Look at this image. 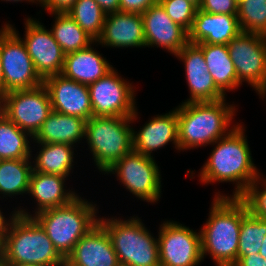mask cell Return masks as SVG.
I'll list each match as a JSON object with an SVG mask.
<instances>
[{
    "instance_id": "obj_22",
    "label": "cell",
    "mask_w": 266,
    "mask_h": 266,
    "mask_svg": "<svg viewBox=\"0 0 266 266\" xmlns=\"http://www.w3.org/2000/svg\"><path fill=\"white\" fill-rule=\"evenodd\" d=\"M67 177L32 171L28 194L36 199L35 214L70 203L78 195L66 190L64 182Z\"/></svg>"
},
{
    "instance_id": "obj_3",
    "label": "cell",
    "mask_w": 266,
    "mask_h": 266,
    "mask_svg": "<svg viewBox=\"0 0 266 266\" xmlns=\"http://www.w3.org/2000/svg\"><path fill=\"white\" fill-rule=\"evenodd\" d=\"M176 109L180 151L213 145L238 125L230 126L237 109L234 104L226 103V98L213 102L181 103Z\"/></svg>"
},
{
    "instance_id": "obj_10",
    "label": "cell",
    "mask_w": 266,
    "mask_h": 266,
    "mask_svg": "<svg viewBox=\"0 0 266 266\" xmlns=\"http://www.w3.org/2000/svg\"><path fill=\"white\" fill-rule=\"evenodd\" d=\"M239 85L247 82L262 98L266 96V38L241 32L227 44Z\"/></svg>"
},
{
    "instance_id": "obj_24",
    "label": "cell",
    "mask_w": 266,
    "mask_h": 266,
    "mask_svg": "<svg viewBox=\"0 0 266 266\" xmlns=\"http://www.w3.org/2000/svg\"><path fill=\"white\" fill-rule=\"evenodd\" d=\"M85 123L83 118L52 111L32 139L35 143H66L75 146L82 138L85 139Z\"/></svg>"
},
{
    "instance_id": "obj_25",
    "label": "cell",
    "mask_w": 266,
    "mask_h": 266,
    "mask_svg": "<svg viewBox=\"0 0 266 266\" xmlns=\"http://www.w3.org/2000/svg\"><path fill=\"white\" fill-rule=\"evenodd\" d=\"M203 52L208 72L216 86L226 94V91L235 90L239 85L233 61L227 45L197 44Z\"/></svg>"
},
{
    "instance_id": "obj_37",
    "label": "cell",
    "mask_w": 266,
    "mask_h": 266,
    "mask_svg": "<svg viewBox=\"0 0 266 266\" xmlns=\"http://www.w3.org/2000/svg\"><path fill=\"white\" fill-rule=\"evenodd\" d=\"M77 0H40L42 8L52 14L67 13Z\"/></svg>"
},
{
    "instance_id": "obj_21",
    "label": "cell",
    "mask_w": 266,
    "mask_h": 266,
    "mask_svg": "<svg viewBox=\"0 0 266 266\" xmlns=\"http://www.w3.org/2000/svg\"><path fill=\"white\" fill-rule=\"evenodd\" d=\"M132 137L133 150L147 157L170 142L179 150L177 109L152 117L138 132L133 129Z\"/></svg>"
},
{
    "instance_id": "obj_14",
    "label": "cell",
    "mask_w": 266,
    "mask_h": 266,
    "mask_svg": "<svg viewBox=\"0 0 266 266\" xmlns=\"http://www.w3.org/2000/svg\"><path fill=\"white\" fill-rule=\"evenodd\" d=\"M24 24L26 31L24 39H21L33 61L37 74L42 80L61 74L65 54L51 31L46 29L36 18L27 17Z\"/></svg>"
},
{
    "instance_id": "obj_47",
    "label": "cell",
    "mask_w": 266,
    "mask_h": 266,
    "mask_svg": "<svg viewBox=\"0 0 266 266\" xmlns=\"http://www.w3.org/2000/svg\"><path fill=\"white\" fill-rule=\"evenodd\" d=\"M0 266H7V265H5V264H3L2 262L0 263Z\"/></svg>"
},
{
    "instance_id": "obj_5",
    "label": "cell",
    "mask_w": 266,
    "mask_h": 266,
    "mask_svg": "<svg viewBox=\"0 0 266 266\" xmlns=\"http://www.w3.org/2000/svg\"><path fill=\"white\" fill-rule=\"evenodd\" d=\"M1 251L2 263L7 266L25 263L65 266V259L33 217L17 214L13 218Z\"/></svg>"
},
{
    "instance_id": "obj_7",
    "label": "cell",
    "mask_w": 266,
    "mask_h": 266,
    "mask_svg": "<svg viewBox=\"0 0 266 266\" xmlns=\"http://www.w3.org/2000/svg\"><path fill=\"white\" fill-rule=\"evenodd\" d=\"M99 222L110 235L120 266H160L158 240L140 218L100 217Z\"/></svg>"
},
{
    "instance_id": "obj_44",
    "label": "cell",
    "mask_w": 266,
    "mask_h": 266,
    "mask_svg": "<svg viewBox=\"0 0 266 266\" xmlns=\"http://www.w3.org/2000/svg\"><path fill=\"white\" fill-rule=\"evenodd\" d=\"M193 3L197 8L200 7L202 0H188Z\"/></svg>"
},
{
    "instance_id": "obj_28",
    "label": "cell",
    "mask_w": 266,
    "mask_h": 266,
    "mask_svg": "<svg viewBox=\"0 0 266 266\" xmlns=\"http://www.w3.org/2000/svg\"><path fill=\"white\" fill-rule=\"evenodd\" d=\"M32 164L30 159L0 161V194L3 198L28 193Z\"/></svg>"
},
{
    "instance_id": "obj_36",
    "label": "cell",
    "mask_w": 266,
    "mask_h": 266,
    "mask_svg": "<svg viewBox=\"0 0 266 266\" xmlns=\"http://www.w3.org/2000/svg\"><path fill=\"white\" fill-rule=\"evenodd\" d=\"M159 0H119V11L143 14L149 7L158 3Z\"/></svg>"
},
{
    "instance_id": "obj_2",
    "label": "cell",
    "mask_w": 266,
    "mask_h": 266,
    "mask_svg": "<svg viewBox=\"0 0 266 266\" xmlns=\"http://www.w3.org/2000/svg\"><path fill=\"white\" fill-rule=\"evenodd\" d=\"M209 217L200 230L202 256L210 255L216 266L237 262L242 218L249 212L241 198L214 197Z\"/></svg>"
},
{
    "instance_id": "obj_30",
    "label": "cell",
    "mask_w": 266,
    "mask_h": 266,
    "mask_svg": "<svg viewBox=\"0 0 266 266\" xmlns=\"http://www.w3.org/2000/svg\"><path fill=\"white\" fill-rule=\"evenodd\" d=\"M67 14L94 41L100 38L106 14L95 0H77Z\"/></svg>"
},
{
    "instance_id": "obj_13",
    "label": "cell",
    "mask_w": 266,
    "mask_h": 266,
    "mask_svg": "<svg viewBox=\"0 0 266 266\" xmlns=\"http://www.w3.org/2000/svg\"><path fill=\"white\" fill-rule=\"evenodd\" d=\"M132 83L112 68L102 78L88 85L92 116H132L137 110Z\"/></svg>"
},
{
    "instance_id": "obj_17",
    "label": "cell",
    "mask_w": 266,
    "mask_h": 266,
    "mask_svg": "<svg viewBox=\"0 0 266 266\" xmlns=\"http://www.w3.org/2000/svg\"><path fill=\"white\" fill-rule=\"evenodd\" d=\"M141 16L146 47H161L175 56L189 43L188 31L173 22L159 2Z\"/></svg>"
},
{
    "instance_id": "obj_34",
    "label": "cell",
    "mask_w": 266,
    "mask_h": 266,
    "mask_svg": "<svg viewBox=\"0 0 266 266\" xmlns=\"http://www.w3.org/2000/svg\"><path fill=\"white\" fill-rule=\"evenodd\" d=\"M173 22L181 25L187 31L192 27L197 7L188 0H159L158 1Z\"/></svg>"
},
{
    "instance_id": "obj_40",
    "label": "cell",
    "mask_w": 266,
    "mask_h": 266,
    "mask_svg": "<svg viewBox=\"0 0 266 266\" xmlns=\"http://www.w3.org/2000/svg\"><path fill=\"white\" fill-rule=\"evenodd\" d=\"M105 14L119 11V0H95Z\"/></svg>"
},
{
    "instance_id": "obj_26",
    "label": "cell",
    "mask_w": 266,
    "mask_h": 266,
    "mask_svg": "<svg viewBox=\"0 0 266 266\" xmlns=\"http://www.w3.org/2000/svg\"><path fill=\"white\" fill-rule=\"evenodd\" d=\"M41 149L33 160V171L69 177L74 166V147L66 143H37Z\"/></svg>"
},
{
    "instance_id": "obj_41",
    "label": "cell",
    "mask_w": 266,
    "mask_h": 266,
    "mask_svg": "<svg viewBox=\"0 0 266 266\" xmlns=\"http://www.w3.org/2000/svg\"><path fill=\"white\" fill-rule=\"evenodd\" d=\"M5 94L4 89V76H3V66H2V59L0 54V98Z\"/></svg>"
},
{
    "instance_id": "obj_29",
    "label": "cell",
    "mask_w": 266,
    "mask_h": 266,
    "mask_svg": "<svg viewBox=\"0 0 266 266\" xmlns=\"http://www.w3.org/2000/svg\"><path fill=\"white\" fill-rule=\"evenodd\" d=\"M52 16H55V23L50 31L65 55L87 48L90 44L96 45V41L88 36L67 13Z\"/></svg>"
},
{
    "instance_id": "obj_38",
    "label": "cell",
    "mask_w": 266,
    "mask_h": 266,
    "mask_svg": "<svg viewBox=\"0 0 266 266\" xmlns=\"http://www.w3.org/2000/svg\"><path fill=\"white\" fill-rule=\"evenodd\" d=\"M233 266H266V259L259 253L240 257Z\"/></svg>"
},
{
    "instance_id": "obj_43",
    "label": "cell",
    "mask_w": 266,
    "mask_h": 266,
    "mask_svg": "<svg viewBox=\"0 0 266 266\" xmlns=\"http://www.w3.org/2000/svg\"><path fill=\"white\" fill-rule=\"evenodd\" d=\"M1 1H8V2H20V1H27V2H32V3H36V4H40V0H1ZM38 2V3H37Z\"/></svg>"
},
{
    "instance_id": "obj_6",
    "label": "cell",
    "mask_w": 266,
    "mask_h": 266,
    "mask_svg": "<svg viewBox=\"0 0 266 266\" xmlns=\"http://www.w3.org/2000/svg\"><path fill=\"white\" fill-rule=\"evenodd\" d=\"M137 110L132 116H92L85 123V138L95 166L100 172L133 150V127L138 119Z\"/></svg>"
},
{
    "instance_id": "obj_1",
    "label": "cell",
    "mask_w": 266,
    "mask_h": 266,
    "mask_svg": "<svg viewBox=\"0 0 266 266\" xmlns=\"http://www.w3.org/2000/svg\"><path fill=\"white\" fill-rule=\"evenodd\" d=\"M211 155L202 166L201 183H235L233 195L216 192L214 197L240 198L247 188L261 175L253 163L250 147L242 124H238L229 134L213 143ZM221 193V194H220Z\"/></svg>"
},
{
    "instance_id": "obj_19",
    "label": "cell",
    "mask_w": 266,
    "mask_h": 266,
    "mask_svg": "<svg viewBox=\"0 0 266 266\" xmlns=\"http://www.w3.org/2000/svg\"><path fill=\"white\" fill-rule=\"evenodd\" d=\"M96 43L113 48L146 47L141 14L120 11L106 14Z\"/></svg>"
},
{
    "instance_id": "obj_16",
    "label": "cell",
    "mask_w": 266,
    "mask_h": 266,
    "mask_svg": "<svg viewBox=\"0 0 266 266\" xmlns=\"http://www.w3.org/2000/svg\"><path fill=\"white\" fill-rule=\"evenodd\" d=\"M52 110L61 114L83 118L92 117V106L87 85L68 79L62 74L43 80Z\"/></svg>"
},
{
    "instance_id": "obj_20",
    "label": "cell",
    "mask_w": 266,
    "mask_h": 266,
    "mask_svg": "<svg viewBox=\"0 0 266 266\" xmlns=\"http://www.w3.org/2000/svg\"><path fill=\"white\" fill-rule=\"evenodd\" d=\"M241 32L237 15L212 14L197 9L188 40L194 44L227 45Z\"/></svg>"
},
{
    "instance_id": "obj_42",
    "label": "cell",
    "mask_w": 266,
    "mask_h": 266,
    "mask_svg": "<svg viewBox=\"0 0 266 266\" xmlns=\"http://www.w3.org/2000/svg\"><path fill=\"white\" fill-rule=\"evenodd\" d=\"M259 254L266 259V235L265 238L262 241L261 248L259 250Z\"/></svg>"
},
{
    "instance_id": "obj_11",
    "label": "cell",
    "mask_w": 266,
    "mask_h": 266,
    "mask_svg": "<svg viewBox=\"0 0 266 266\" xmlns=\"http://www.w3.org/2000/svg\"><path fill=\"white\" fill-rule=\"evenodd\" d=\"M0 111L33 137L53 110L42 84L33 89L7 92L0 98Z\"/></svg>"
},
{
    "instance_id": "obj_12",
    "label": "cell",
    "mask_w": 266,
    "mask_h": 266,
    "mask_svg": "<svg viewBox=\"0 0 266 266\" xmlns=\"http://www.w3.org/2000/svg\"><path fill=\"white\" fill-rule=\"evenodd\" d=\"M160 266H198L203 261L201 233L176 221H164L158 232Z\"/></svg>"
},
{
    "instance_id": "obj_39",
    "label": "cell",
    "mask_w": 266,
    "mask_h": 266,
    "mask_svg": "<svg viewBox=\"0 0 266 266\" xmlns=\"http://www.w3.org/2000/svg\"><path fill=\"white\" fill-rule=\"evenodd\" d=\"M12 216L10 215V219H6V217L3 215V212H1L0 209V245L2 246L4 244L5 238L7 236L10 224L13 220V218L18 214L17 210L12 211Z\"/></svg>"
},
{
    "instance_id": "obj_31",
    "label": "cell",
    "mask_w": 266,
    "mask_h": 266,
    "mask_svg": "<svg viewBox=\"0 0 266 266\" xmlns=\"http://www.w3.org/2000/svg\"><path fill=\"white\" fill-rule=\"evenodd\" d=\"M265 235L266 219L255 217L248 212L242 218L237 260L245 255H254L259 253Z\"/></svg>"
},
{
    "instance_id": "obj_32",
    "label": "cell",
    "mask_w": 266,
    "mask_h": 266,
    "mask_svg": "<svg viewBox=\"0 0 266 266\" xmlns=\"http://www.w3.org/2000/svg\"><path fill=\"white\" fill-rule=\"evenodd\" d=\"M237 18L242 32L266 34V0H241Z\"/></svg>"
},
{
    "instance_id": "obj_18",
    "label": "cell",
    "mask_w": 266,
    "mask_h": 266,
    "mask_svg": "<svg viewBox=\"0 0 266 266\" xmlns=\"http://www.w3.org/2000/svg\"><path fill=\"white\" fill-rule=\"evenodd\" d=\"M65 266H120L110 235L100 222L75 244Z\"/></svg>"
},
{
    "instance_id": "obj_27",
    "label": "cell",
    "mask_w": 266,
    "mask_h": 266,
    "mask_svg": "<svg viewBox=\"0 0 266 266\" xmlns=\"http://www.w3.org/2000/svg\"><path fill=\"white\" fill-rule=\"evenodd\" d=\"M32 136L21 130L0 111V159H31L32 150L29 138Z\"/></svg>"
},
{
    "instance_id": "obj_15",
    "label": "cell",
    "mask_w": 266,
    "mask_h": 266,
    "mask_svg": "<svg viewBox=\"0 0 266 266\" xmlns=\"http://www.w3.org/2000/svg\"><path fill=\"white\" fill-rule=\"evenodd\" d=\"M175 56L184 62L190 92V98L182 103L213 102L226 98L209 74L202 49L197 44L189 42Z\"/></svg>"
},
{
    "instance_id": "obj_9",
    "label": "cell",
    "mask_w": 266,
    "mask_h": 266,
    "mask_svg": "<svg viewBox=\"0 0 266 266\" xmlns=\"http://www.w3.org/2000/svg\"><path fill=\"white\" fill-rule=\"evenodd\" d=\"M160 167L154 157H147L134 150L115 162L105 174H116L117 180L138 199L157 203L161 197Z\"/></svg>"
},
{
    "instance_id": "obj_8",
    "label": "cell",
    "mask_w": 266,
    "mask_h": 266,
    "mask_svg": "<svg viewBox=\"0 0 266 266\" xmlns=\"http://www.w3.org/2000/svg\"><path fill=\"white\" fill-rule=\"evenodd\" d=\"M13 26L6 22L0 29L5 94L13 90L33 89L43 84L24 42Z\"/></svg>"
},
{
    "instance_id": "obj_33",
    "label": "cell",
    "mask_w": 266,
    "mask_h": 266,
    "mask_svg": "<svg viewBox=\"0 0 266 266\" xmlns=\"http://www.w3.org/2000/svg\"><path fill=\"white\" fill-rule=\"evenodd\" d=\"M262 176V177H261ZM263 187L260 189V185ZM255 217L266 219V179L259 175L240 197Z\"/></svg>"
},
{
    "instance_id": "obj_4",
    "label": "cell",
    "mask_w": 266,
    "mask_h": 266,
    "mask_svg": "<svg viewBox=\"0 0 266 266\" xmlns=\"http://www.w3.org/2000/svg\"><path fill=\"white\" fill-rule=\"evenodd\" d=\"M96 206L78 195L64 206L37 214L32 215L23 208L17 209V213L33 217L45 230L55 249L66 259L72 253L75 244L99 222Z\"/></svg>"
},
{
    "instance_id": "obj_23",
    "label": "cell",
    "mask_w": 266,
    "mask_h": 266,
    "mask_svg": "<svg viewBox=\"0 0 266 266\" xmlns=\"http://www.w3.org/2000/svg\"><path fill=\"white\" fill-rule=\"evenodd\" d=\"M90 44L87 48L65 55L62 75L90 85L107 74L113 66Z\"/></svg>"
},
{
    "instance_id": "obj_45",
    "label": "cell",
    "mask_w": 266,
    "mask_h": 266,
    "mask_svg": "<svg viewBox=\"0 0 266 266\" xmlns=\"http://www.w3.org/2000/svg\"><path fill=\"white\" fill-rule=\"evenodd\" d=\"M13 266H43V265L33 264V263H25V264L13 265Z\"/></svg>"
},
{
    "instance_id": "obj_46",
    "label": "cell",
    "mask_w": 266,
    "mask_h": 266,
    "mask_svg": "<svg viewBox=\"0 0 266 266\" xmlns=\"http://www.w3.org/2000/svg\"><path fill=\"white\" fill-rule=\"evenodd\" d=\"M2 262V251H1V245H0V263Z\"/></svg>"
},
{
    "instance_id": "obj_35",
    "label": "cell",
    "mask_w": 266,
    "mask_h": 266,
    "mask_svg": "<svg viewBox=\"0 0 266 266\" xmlns=\"http://www.w3.org/2000/svg\"><path fill=\"white\" fill-rule=\"evenodd\" d=\"M199 10L212 14L237 15V0H202Z\"/></svg>"
}]
</instances>
